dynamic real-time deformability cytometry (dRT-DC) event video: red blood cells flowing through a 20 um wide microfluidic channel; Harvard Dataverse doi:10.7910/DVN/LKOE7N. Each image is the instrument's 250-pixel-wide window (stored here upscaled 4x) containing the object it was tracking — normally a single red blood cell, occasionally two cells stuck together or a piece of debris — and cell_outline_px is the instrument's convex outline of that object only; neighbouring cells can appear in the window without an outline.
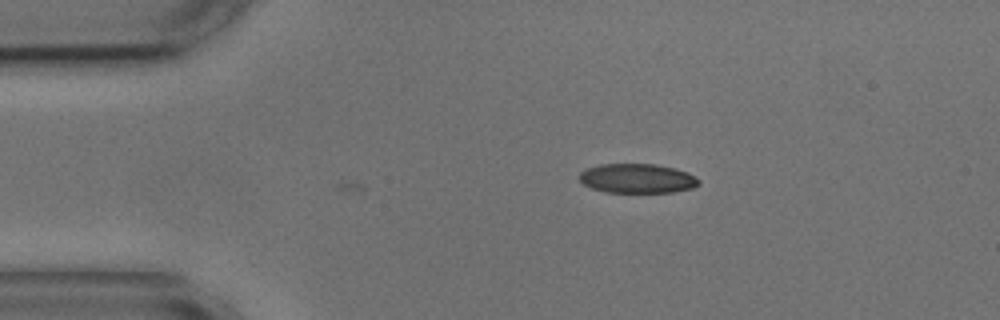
{"species": "common noctule bat (a hibernating species)", "species_latin": "Nyctalus noctula", "temperature_condition": "cold", "stored_images_in_passage": 2, "camera_frame_rate_fps": 3000, "um_per_image_px": 0.085, "animal": {"sex": "male", "body_mass_g": 17.9, "forearm_length_mm": 54.2}, "frame": {"image": 1, "passage_image": 2, "time_ms": 1.0, "image_size_px": [1000, 320], "cell_outline_px": [[700, 184], [692, 188], [672, 192], [604, 192], [592, 188], [584, 184], [580, 180], [580, 172], [588, 168], [600, 164], [656, 164], [676, 168], [688, 172], [696, 176], [700, 180]], "centroid_in_image_um": [54.21, 15.16], "position_along_channel_um": 30.8, "area_um2": 20.52}}